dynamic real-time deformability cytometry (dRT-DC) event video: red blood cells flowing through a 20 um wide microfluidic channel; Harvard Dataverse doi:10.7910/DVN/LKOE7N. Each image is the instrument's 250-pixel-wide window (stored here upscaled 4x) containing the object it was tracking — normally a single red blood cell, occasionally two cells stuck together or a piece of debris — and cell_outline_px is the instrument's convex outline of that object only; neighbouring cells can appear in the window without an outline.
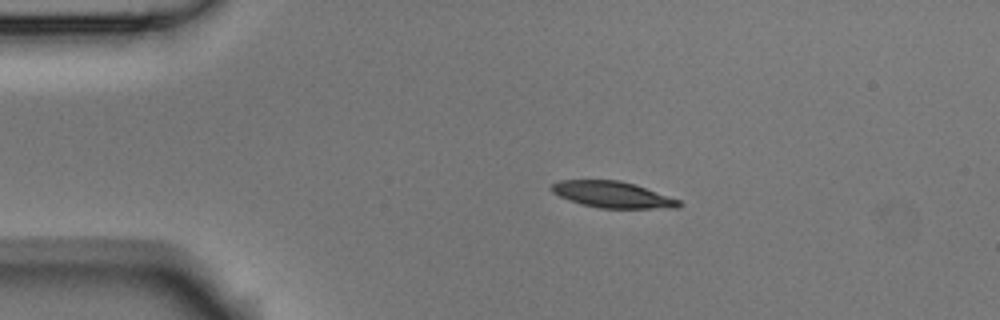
{"species": "Egyptian fruit bat (a non-hibernating species)", "species_latin": "Rousettus aegyptiacus", "temperature_condition": "room temperature", "stored_images_in_passage": 4, "camera_frame_rate_fps": 3000, "um_per_image_px": 0.085, "animal": {"sex": "male"}, "frame": {"image": 1, "passage_image": 2, "time_ms": 0.333, "image_size_px": [1000, 320], "cell_outline_px": [[684, 204], [680, 208], [600, 208], [580, 204], [560, 196], [552, 192], [548, 188], [552, 184], [560, 180], [620, 180], [636, 184], [680, 200]], "centroid_in_image_um": [52.09, 16.54], "position_along_channel_um": 32.9, "area_um2": 19.71}}
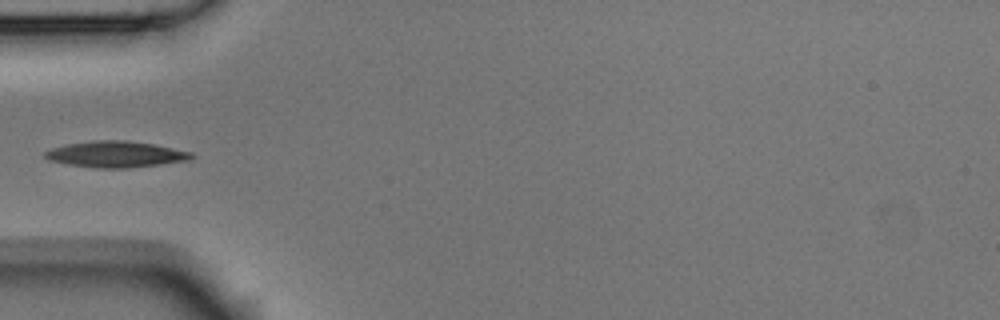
{"frame": {"image": 2, "passage_image": 4, "time_ms": 1.0, "image_size_px": [1000, 320], "cell_outline_px": [[196, 156], [192, 160], [128, 168], [96, 168], [68, 164], [48, 160], [44, 156], [44, 152], [52, 148], [68, 144], [92, 140], [128, 140], [152, 144], [192, 152]], "centroid_in_image_um": [9.86, 13.11], "position_along_channel_um": 75.1, "area_um2": 22.37}}